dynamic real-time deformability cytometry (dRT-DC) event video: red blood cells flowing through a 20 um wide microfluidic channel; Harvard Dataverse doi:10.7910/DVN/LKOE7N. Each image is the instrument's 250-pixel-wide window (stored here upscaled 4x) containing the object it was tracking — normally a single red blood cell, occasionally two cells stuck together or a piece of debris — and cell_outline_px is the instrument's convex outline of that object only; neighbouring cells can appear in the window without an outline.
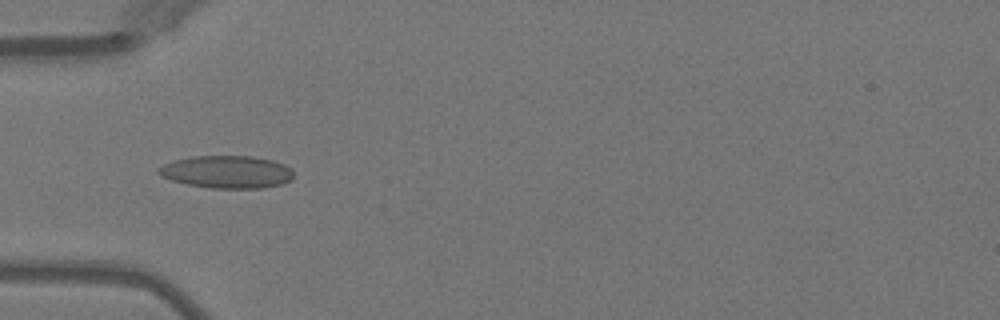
{"species": "Egyptian fruit bat (a non-hibernating species)", "species_latin": "Rousettus aegyptiacus", "temperature_condition": "warm", "stored_images_in_passage": 31, "camera_frame_rate_fps": 3000, "um_per_image_px": 0.085, "animal": {"sex": "female"}, "frame": {"image": 1, "passage_image": 1, "time_ms": 0.0, "image_size_px": [1000, 320], "cell_outline_px": [[292, 180], [280, 184], [264, 188], [212, 188], [188, 184], [172, 180], [160, 176], [156, 172], [156, 168], [172, 160], [192, 156], [252, 156], [272, 160], [284, 164], [292, 168]], "centroid_in_image_um": [19.26, 14.6], "position_along_channel_um": 65.7, "area_um2": 25.78}}
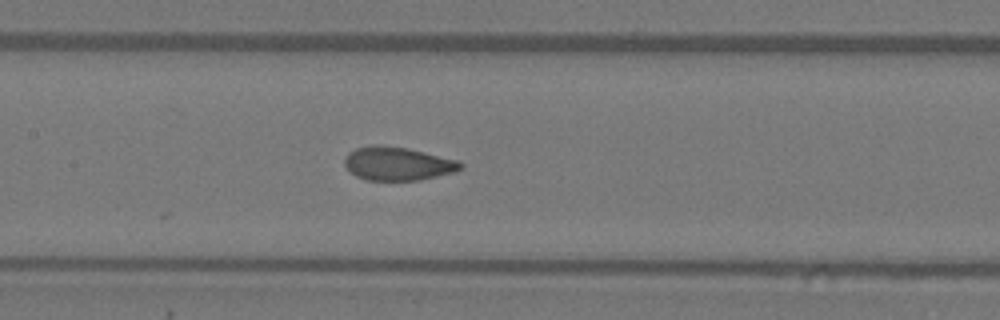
{"frame": {"image": 2, "passage_image": 9, "time_ms": 2.667, "image_size_px": [1000, 320], "cell_outline_px": [[464, 164], [456, 172], [420, 180], [368, 180], [356, 176], [344, 164], [344, 160], [348, 152], [356, 148], [372, 144], [380, 144], [408, 148], [460, 160]], "centroid_in_image_um": [33.83, 13.89], "position_along_channel_um": 173.6, "area_um2": 22.83}}
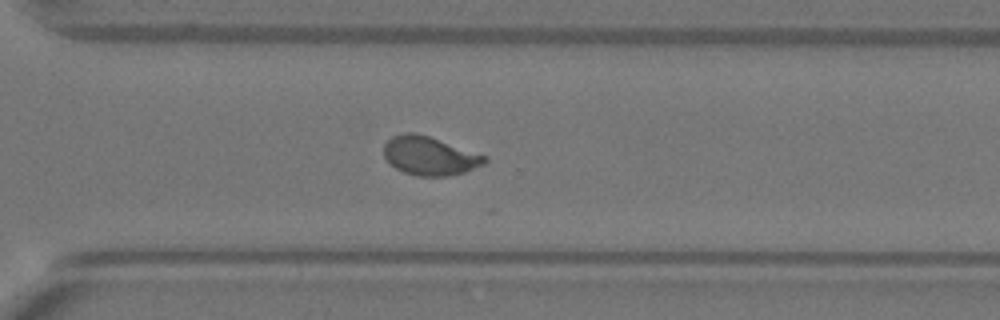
{"frame": {"image": 3, "passage_image": 21, "time_ms": 6.667, "image_size_px": [1000, 320], "cell_outline_px": [[488, 160], [484, 164], [464, 172], [448, 176], [420, 176], [404, 172], [388, 164], [384, 156], [384, 144], [392, 136], [404, 132], [412, 132], [428, 136], [488, 156]], "centroid_in_image_um": [36.51, 13.25], "position_along_channel_um": 334.1, "area_um2": 22.72}, "authors_computed_cell_mechanics": {"area_um2": 22.6576, "velocity_mm_per_s": 4.0389, "shape_relaxation_time_tau1_ms": 4.2508, "shape_relaxation_time_tau2_ms": 0.6877, "deformation_change_tau1": 0.1786, "deformation_change_tau2": 0.0653}}